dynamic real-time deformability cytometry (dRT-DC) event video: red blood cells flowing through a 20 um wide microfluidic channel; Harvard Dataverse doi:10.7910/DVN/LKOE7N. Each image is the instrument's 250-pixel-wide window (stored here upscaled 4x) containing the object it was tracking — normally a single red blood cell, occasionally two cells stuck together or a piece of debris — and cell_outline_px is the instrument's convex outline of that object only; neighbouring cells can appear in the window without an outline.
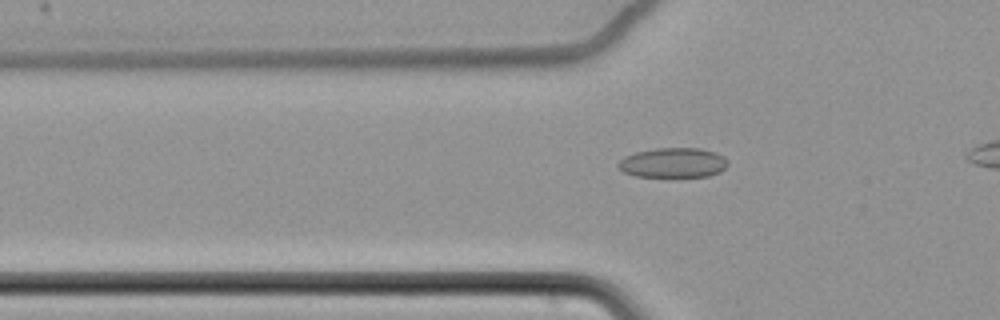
{"species": "common noctule bat (a hibernating species)", "species_latin": "Nyctalus noctula", "temperature_condition": "cold", "stored_images_in_passage": 49, "camera_frame_rate_fps": 3000, "um_per_image_px": 0.085, "animal": {"sex": "female", "body_mass_g": 22.7, "forearm_length_mm": 54.2}, "frame": {"image": 1, "passage_image": 17, "time_ms": 5.333, "image_size_px": [1000, 320], "cell_outline_px": [[728, 164], [720, 172], [708, 176], [636, 176], [624, 172], [616, 164], [624, 156], [636, 152], [656, 148], [700, 148], [716, 152], [724, 156], [728, 160]], "centroid_in_image_um": [57.23, 13.82], "position_along_channel_um": 68.6, "area_um2": 19.02}}
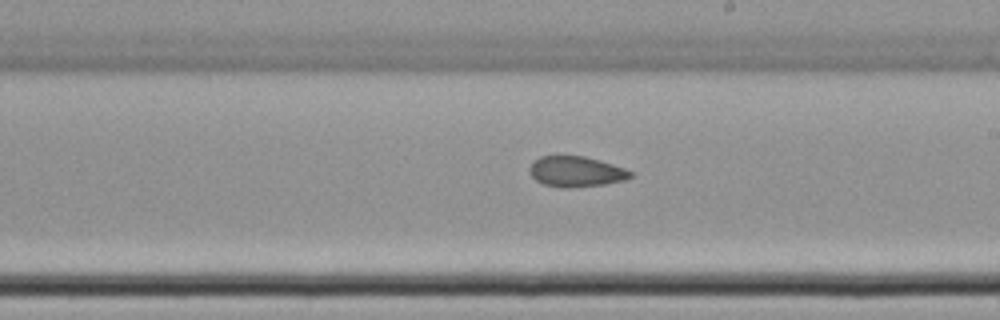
{"frame": {"image": 2, "passage_image": 32, "time_ms": 10.333, "image_size_px": [1000, 320], "cell_outline_px": [[632, 176], [624, 180], [604, 184], [572, 188], [560, 188], [544, 184], [536, 180], [528, 172], [528, 168], [540, 156], [584, 156], [600, 160], [624, 168], [632, 172]], "centroid_in_image_um": [48.95, 14.59], "position_along_channel_um": 240.1, "area_um2": 17.92}}
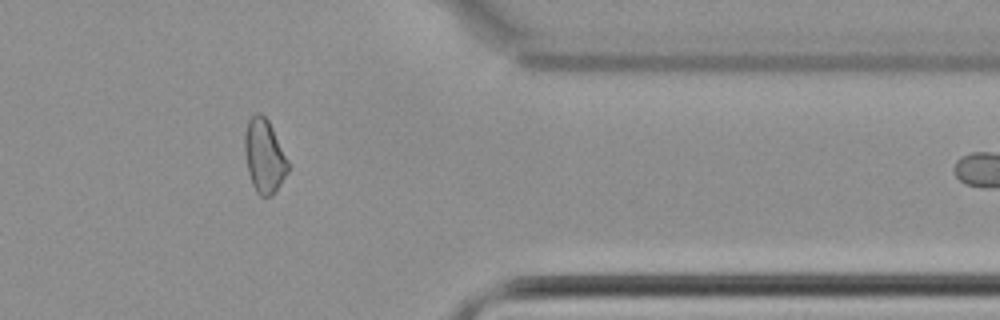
{"frame": {"image": 3, "passage_image": 46, "time_ms": 15.0, "image_size_px": [1000, 320], "cell_outline_px": [[288, 172], [272, 196], [260, 196], [256, 192], [252, 184], [248, 172], [244, 152], [244, 136], [248, 120], [256, 112], [260, 112], [268, 120], [288, 160]], "centroid_in_image_um": [22.44, 13.26], "position_along_channel_um": 389.0, "area_um2": 18.55}}